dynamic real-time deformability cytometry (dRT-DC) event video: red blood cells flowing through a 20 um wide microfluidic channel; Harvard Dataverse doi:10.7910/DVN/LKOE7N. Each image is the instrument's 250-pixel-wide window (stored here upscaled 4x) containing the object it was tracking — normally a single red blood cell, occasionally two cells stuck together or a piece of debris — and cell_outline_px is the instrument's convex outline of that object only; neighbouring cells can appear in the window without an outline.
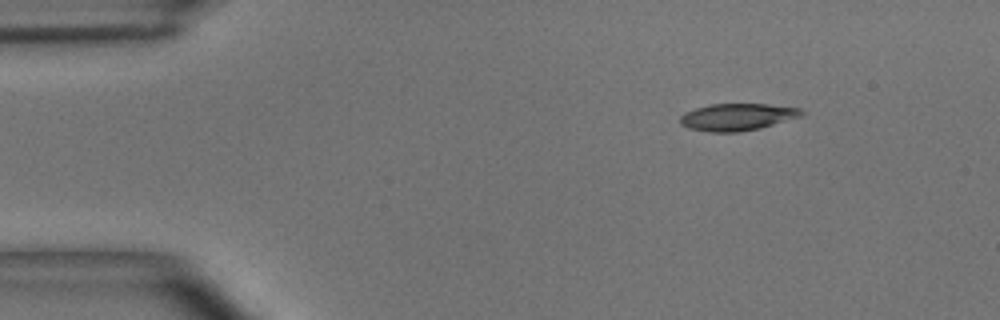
{"species": "common noctule bat (a hibernating species)", "species_latin": "Nyctalus noctula", "temperature_condition": "room temperature", "stored_images_in_passage": 44, "camera_frame_rate_fps": 3000, "um_per_image_px": 0.085, "animal": {"sex": "male", "body_mass_g": 15.6}, "frame": {"image": 1, "passage_image": 1, "time_ms": 0.0, "image_size_px": [1000, 320], "cell_outline_px": [[804, 116], [760, 128], [740, 132], [708, 132], [688, 128], [680, 124], [680, 116], [684, 112], [708, 104], [768, 104], [800, 108], [804, 112]], "centroid_in_image_um": [62.67, 9.94], "position_along_channel_um": 22.3, "area_um2": 19.36}}
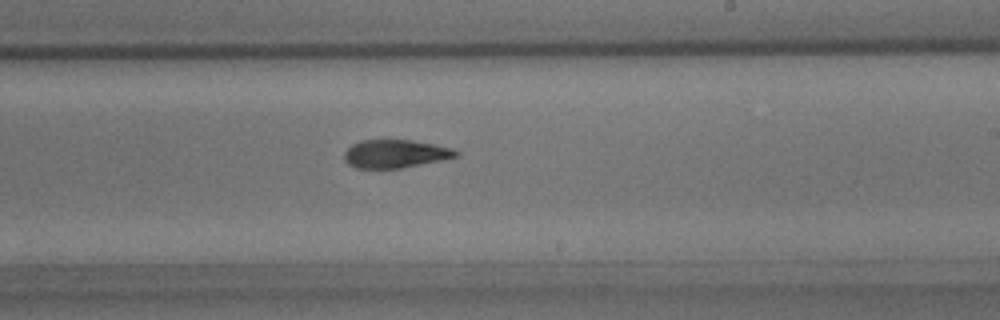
{"frame": {"image": 2, "passage_image": 24, "time_ms": 7.667, "image_size_px": [1000, 320], "cell_outline_px": [[460, 152], [456, 156], [440, 160], [400, 168], [356, 168], [348, 164], [344, 160], [344, 152], [352, 144], [360, 140], [412, 140], [452, 148]], "centroid_in_image_um": [33.55, 13.06], "position_along_channel_um": 255.4, "area_um2": 18.15}}
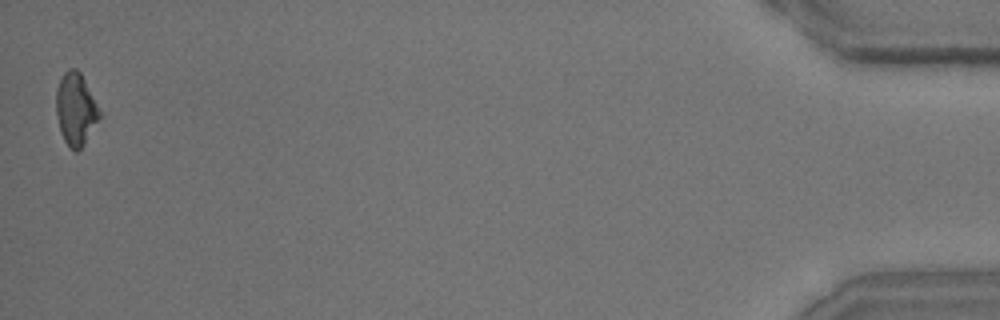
{"frame": {"image": 3, "passage_image": 44, "time_ms": 14.333, "image_size_px": [1000, 320], "cell_outline_px": [[104, 116], [84, 144], [76, 152], [64, 140], [60, 128], [56, 112], [56, 88], [64, 72], [68, 68], [76, 68], [80, 72]], "centroid_in_image_um": [6.48, 9.27], "position_along_channel_um": 428.7, "area_um2": 18.44}, "authors_computed_cell_mechanics": {"area_um2": 19.074, "velocity_mm_per_s": 3.9623, "shape_relaxation_time_tau1_ms": 2.9232, "shape_relaxation_time_tau2_ms": 3.7413, "deformation_change_tau1": 0.1341, "deformation_change_tau2": 0.1115}}